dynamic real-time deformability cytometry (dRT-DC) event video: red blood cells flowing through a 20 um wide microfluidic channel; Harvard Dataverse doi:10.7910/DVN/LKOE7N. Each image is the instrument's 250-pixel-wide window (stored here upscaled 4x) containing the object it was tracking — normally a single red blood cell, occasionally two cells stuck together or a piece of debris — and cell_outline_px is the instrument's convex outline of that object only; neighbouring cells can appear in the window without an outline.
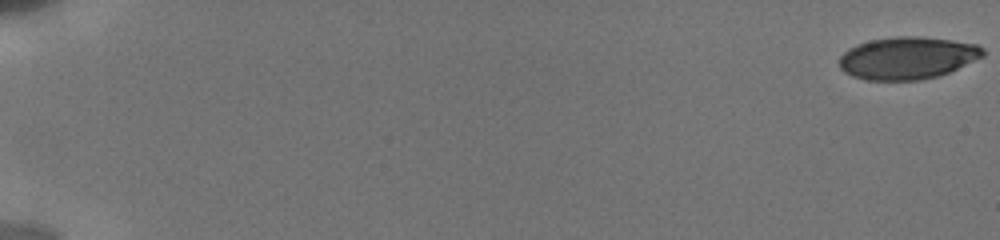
{"species": "human", "species_latin": "Homo sapiens", "temperature_condition": "cold", "stored_images_in_passage": 76, "camera_frame_rate_fps": 3000, "um_per_image_px": 0.085, "donor": {"sex": "male"}, "frame": {"image": 1, "passage_image": 1, "time_ms": 0.0, "image_size_px": [1000, 240], "cell_outline_px": [[984, 56], [940, 76], [924, 80], [864, 80], [852, 76], [844, 72], [840, 68], [840, 56], [848, 48], [856, 44], [872, 40], [896, 36], [916, 36], [952, 40], [976, 44], [984, 48]], "centroid_in_image_um": [77.13, 4.93], "position_along_channel_um": 7.9, "area_um2": 35.6}}
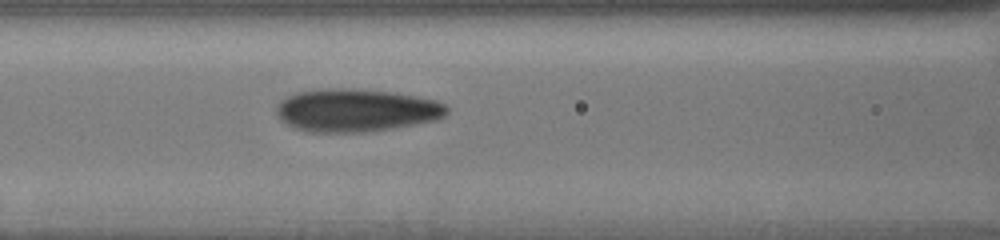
{"frame": {"image": 2, "passage_image": 64, "time_ms": 8.667, "image_size_px": [1000, 240], "cell_outline_px": [[448, 112], [444, 116], [436, 120], [416, 124], [392, 128], [364, 132], [308, 132], [296, 128], [280, 120], [276, 112], [276, 104], [280, 100], [296, 92], [328, 88], [348, 88], [392, 92], [416, 96], [436, 100], [444, 104], [448, 108]], "centroid_in_image_um": [30.25, 9.37], "position_along_channel_um": 136.3, "area_um2": 42.66}}
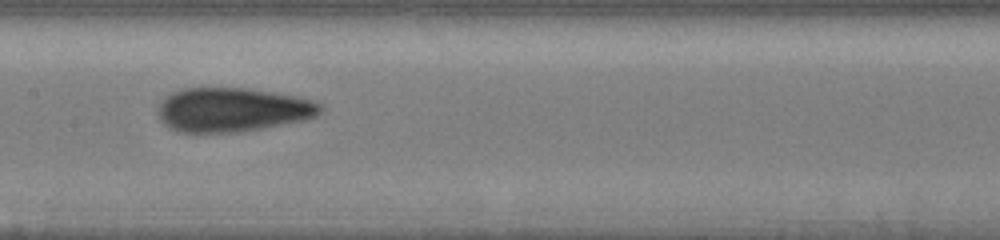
{"frame": {"image": 3, "passage_image": 74, "time_ms": 10.0, "image_size_px": [1000, 240], "cell_outline_px": [[324, 108], [316, 116], [304, 120], [240, 132], [176, 132], [168, 128], [160, 120], [156, 112], [160, 104], [172, 92], [184, 88], [244, 88], [272, 92], [296, 96], [316, 100], [324, 104]], "centroid_in_image_um": [19.77, 9.33], "position_along_channel_um": 187.6, "area_um2": 41.91}}